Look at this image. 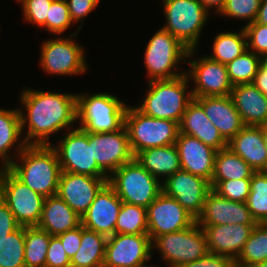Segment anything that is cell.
Here are the masks:
<instances>
[{
  "label": "cell",
  "mask_w": 267,
  "mask_h": 267,
  "mask_svg": "<svg viewBox=\"0 0 267 267\" xmlns=\"http://www.w3.org/2000/svg\"><path fill=\"white\" fill-rule=\"evenodd\" d=\"M107 237L82 226L81 244L71 267H103Z\"/></svg>",
  "instance_id": "f1b7e54d"
},
{
  "label": "cell",
  "mask_w": 267,
  "mask_h": 267,
  "mask_svg": "<svg viewBox=\"0 0 267 267\" xmlns=\"http://www.w3.org/2000/svg\"><path fill=\"white\" fill-rule=\"evenodd\" d=\"M22 134L27 124L24 141L27 145H51L50 135L67 131L77 121V94L37 91L25 88L20 93ZM27 113H25V112Z\"/></svg>",
  "instance_id": "6da1fadb"
},
{
  "label": "cell",
  "mask_w": 267,
  "mask_h": 267,
  "mask_svg": "<svg viewBox=\"0 0 267 267\" xmlns=\"http://www.w3.org/2000/svg\"><path fill=\"white\" fill-rule=\"evenodd\" d=\"M25 226H19L0 243V267H25Z\"/></svg>",
  "instance_id": "8d00e7d4"
},
{
  "label": "cell",
  "mask_w": 267,
  "mask_h": 267,
  "mask_svg": "<svg viewBox=\"0 0 267 267\" xmlns=\"http://www.w3.org/2000/svg\"><path fill=\"white\" fill-rule=\"evenodd\" d=\"M66 2L72 22L77 23L83 18L81 25H83L85 17L96 8L90 0H66Z\"/></svg>",
  "instance_id": "7dc6e473"
},
{
  "label": "cell",
  "mask_w": 267,
  "mask_h": 267,
  "mask_svg": "<svg viewBox=\"0 0 267 267\" xmlns=\"http://www.w3.org/2000/svg\"><path fill=\"white\" fill-rule=\"evenodd\" d=\"M230 267H243V266H239V265L233 263Z\"/></svg>",
  "instance_id": "680465c9"
},
{
  "label": "cell",
  "mask_w": 267,
  "mask_h": 267,
  "mask_svg": "<svg viewBox=\"0 0 267 267\" xmlns=\"http://www.w3.org/2000/svg\"><path fill=\"white\" fill-rule=\"evenodd\" d=\"M14 150L20 162L14 160L7 168L41 196L57 195L61 168L55 149L51 145H27L22 139Z\"/></svg>",
  "instance_id": "7a4b0ae2"
},
{
  "label": "cell",
  "mask_w": 267,
  "mask_h": 267,
  "mask_svg": "<svg viewBox=\"0 0 267 267\" xmlns=\"http://www.w3.org/2000/svg\"><path fill=\"white\" fill-rule=\"evenodd\" d=\"M228 148L254 171H267V149L260 126L245 125L228 142Z\"/></svg>",
  "instance_id": "d4e9b609"
},
{
  "label": "cell",
  "mask_w": 267,
  "mask_h": 267,
  "mask_svg": "<svg viewBox=\"0 0 267 267\" xmlns=\"http://www.w3.org/2000/svg\"><path fill=\"white\" fill-rule=\"evenodd\" d=\"M194 99L202 106L208 119L227 143L245 126L230 95Z\"/></svg>",
  "instance_id": "603a6c76"
},
{
  "label": "cell",
  "mask_w": 267,
  "mask_h": 267,
  "mask_svg": "<svg viewBox=\"0 0 267 267\" xmlns=\"http://www.w3.org/2000/svg\"><path fill=\"white\" fill-rule=\"evenodd\" d=\"M166 19L163 29L189 50L197 49L202 29L209 20L206 8L198 0H162Z\"/></svg>",
  "instance_id": "52a82bcc"
},
{
  "label": "cell",
  "mask_w": 267,
  "mask_h": 267,
  "mask_svg": "<svg viewBox=\"0 0 267 267\" xmlns=\"http://www.w3.org/2000/svg\"><path fill=\"white\" fill-rule=\"evenodd\" d=\"M82 29L80 25L76 32L70 34V38L44 40L40 53V66L47 74L60 76L81 75L87 71L85 52L73 38ZM73 37V38H72Z\"/></svg>",
  "instance_id": "8fae6325"
},
{
  "label": "cell",
  "mask_w": 267,
  "mask_h": 267,
  "mask_svg": "<svg viewBox=\"0 0 267 267\" xmlns=\"http://www.w3.org/2000/svg\"><path fill=\"white\" fill-rule=\"evenodd\" d=\"M114 234H148L147 208L122 202Z\"/></svg>",
  "instance_id": "e575fe53"
},
{
  "label": "cell",
  "mask_w": 267,
  "mask_h": 267,
  "mask_svg": "<svg viewBox=\"0 0 267 267\" xmlns=\"http://www.w3.org/2000/svg\"><path fill=\"white\" fill-rule=\"evenodd\" d=\"M175 146L180 158L181 170L211 181L217 150L199 139L178 133Z\"/></svg>",
  "instance_id": "44dd1931"
},
{
  "label": "cell",
  "mask_w": 267,
  "mask_h": 267,
  "mask_svg": "<svg viewBox=\"0 0 267 267\" xmlns=\"http://www.w3.org/2000/svg\"><path fill=\"white\" fill-rule=\"evenodd\" d=\"M108 184L124 203L148 207L162 192V182L134 158L108 177Z\"/></svg>",
  "instance_id": "ba28073f"
},
{
  "label": "cell",
  "mask_w": 267,
  "mask_h": 267,
  "mask_svg": "<svg viewBox=\"0 0 267 267\" xmlns=\"http://www.w3.org/2000/svg\"><path fill=\"white\" fill-rule=\"evenodd\" d=\"M247 267H267V261L265 262H260V263H255Z\"/></svg>",
  "instance_id": "11a10c76"
},
{
  "label": "cell",
  "mask_w": 267,
  "mask_h": 267,
  "mask_svg": "<svg viewBox=\"0 0 267 267\" xmlns=\"http://www.w3.org/2000/svg\"><path fill=\"white\" fill-rule=\"evenodd\" d=\"M246 50L247 38L244 28H241L238 33L221 32L217 34L212 44V54L207 56L226 65Z\"/></svg>",
  "instance_id": "1f68e13d"
},
{
  "label": "cell",
  "mask_w": 267,
  "mask_h": 267,
  "mask_svg": "<svg viewBox=\"0 0 267 267\" xmlns=\"http://www.w3.org/2000/svg\"><path fill=\"white\" fill-rule=\"evenodd\" d=\"M121 205L122 200L107 183L81 217L82 226L106 237L112 236Z\"/></svg>",
  "instance_id": "ffe728a7"
},
{
  "label": "cell",
  "mask_w": 267,
  "mask_h": 267,
  "mask_svg": "<svg viewBox=\"0 0 267 267\" xmlns=\"http://www.w3.org/2000/svg\"><path fill=\"white\" fill-rule=\"evenodd\" d=\"M179 132L196 137L202 143L221 150L228 147V143L223 139L218 129L206 116L202 106L193 99L185 109Z\"/></svg>",
  "instance_id": "cb8c5ba5"
},
{
  "label": "cell",
  "mask_w": 267,
  "mask_h": 267,
  "mask_svg": "<svg viewBox=\"0 0 267 267\" xmlns=\"http://www.w3.org/2000/svg\"><path fill=\"white\" fill-rule=\"evenodd\" d=\"M124 126L134 156L148 148L175 144L179 133L177 122L145 115L131 105L127 106Z\"/></svg>",
  "instance_id": "8992f818"
},
{
  "label": "cell",
  "mask_w": 267,
  "mask_h": 267,
  "mask_svg": "<svg viewBox=\"0 0 267 267\" xmlns=\"http://www.w3.org/2000/svg\"><path fill=\"white\" fill-rule=\"evenodd\" d=\"M81 224V217L58 195L45 198L39 228L57 236Z\"/></svg>",
  "instance_id": "4316f807"
},
{
  "label": "cell",
  "mask_w": 267,
  "mask_h": 267,
  "mask_svg": "<svg viewBox=\"0 0 267 267\" xmlns=\"http://www.w3.org/2000/svg\"><path fill=\"white\" fill-rule=\"evenodd\" d=\"M45 267H71L70 258L57 236H51L50 238Z\"/></svg>",
  "instance_id": "ee69618b"
},
{
  "label": "cell",
  "mask_w": 267,
  "mask_h": 267,
  "mask_svg": "<svg viewBox=\"0 0 267 267\" xmlns=\"http://www.w3.org/2000/svg\"><path fill=\"white\" fill-rule=\"evenodd\" d=\"M243 28L247 38V49L259 56L267 53V25L252 22Z\"/></svg>",
  "instance_id": "7bdbcfd3"
},
{
  "label": "cell",
  "mask_w": 267,
  "mask_h": 267,
  "mask_svg": "<svg viewBox=\"0 0 267 267\" xmlns=\"http://www.w3.org/2000/svg\"><path fill=\"white\" fill-rule=\"evenodd\" d=\"M260 56L248 49L233 61L226 64L229 79L233 86L240 84H251L258 67Z\"/></svg>",
  "instance_id": "74e56055"
},
{
  "label": "cell",
  "mask_w": 267,
  "mask_h": 267,
  "mask_svg": "<svg viewBox=\"0 0 267 267\" xmlns=\"http://www.w3.org/2000/svg\"><path fill=\"white\" fill-rule=\"evenodd\" d=\"M260 64L267 70V53L260 56Z\"/></svg>",
  "instance_id": "db71d44e"
},
{
  "label": "cell",
  "mask_w": 267,
  "mask_h": 267,
  "mask_svg": "<svg viewBox=\"0 0 267 267\" xmlns=\"http://www.w3.org/2000/svg\"><path fill=\"white\" fill-rule=\"evenodd\" d=\"M66 132L58 142L59 144H51L57 153L61 172L108 178L109 176L97 165L92 157L89 132H85L78 127Z\"/></svg>",
  "instance_id": "7c38bea8"
},
{
  "label": "cell",
  "mask_w": 267,
  "mask_h": 267,
  "mask_svg": "<svg viewBox=\"0 0 267 267\" xmlns=\"http://www.w3.org/2000/svg\"><path fill=\"white\" fill-rule=\"evenodd\" d=\"M148 234H113L107 237L103 267H137L152 258Z\"/></svg>",
  "instance_id": "4fadbf2b"
},
{
  "label": "cell",
  "mask_w": 267,
  "mask_h": 267,
  "mask_svg": "<svg viewBox=\"0 0 267 267\" xmlns=\"http://www.w3.org/2000/svg\"><path fill=\"white\" fill-rule=\"evenodd\" d=\"M134 158L159 180L160 177L165 180L176 171L181 170L180 158L175 144L142 150Z\"/></svg>",
  "instance_id": "83f0119b"
},
{
  "label": "cell",
  "mask_w": 267,
  "mask_h": 267,
  "mask_svg": "<svg viewBox=\"0 0 267 267\" xmlns=\"http://www.w3.org/2000/svg\"><path fill=\"white\" fill-rule=\"evenodd\" d=\"M252 84L265 96H267V70L260 64Z\"/></svg>",
  "instance_id": "681fc988"
},
{
  "label": "cell",
  "mask_w": 267,
  "mask_h": 267,
  "mask_svg": "<svg viewBox=\"0 0 267 267\" xmlns=\"http://www.w3.org/2000/svg\"><path fill=\"white\" fill-rule=\"evenodd\" d=\"M89 145L92 157L108 176L134 159L125 126L113 132L89 133Z\"/></svg>",
  "instance_id": "5bb4252c"
},
{
  "label": "cell",
  "mask_w": 267,
  "mask_h": 267,
  "mask_svg": "<svg viewBox=\"0 0 267 267\" xmlns=\"http://www.w3.org/2000/svg\"><path fill=\"white\" fill-rule=\"evenodd\" d=\"M246 204L256 223H267V171L253 173Z\"/></svg>",
  "instance_id": "d590c367"
},
{
  "label": "cell",
  "mask_w": 267,
  "mask_h": 267,
  "mask_svg": "<svg viewBox=\"0 0 267 267\" xmlns=\"http://www.w3.org/2000/svg\"><path fill=\"white\" fill-rule=\"evenodd\" d=\"M51 235L38 226H25V267H45Z\"/></svg>",
  "instance_id": "d6a6232c"
},
{
  "label": "cell",
  "mask_w": 267,
  "mask_h": 267,
  "mask_svg": "<svg viewBox=\"0 0 267 267\" xmlns=\"http://www.w3.org/2000/svg\"><path fill=\"white\" fill-rule=\"evenodd\" d=\"M21 135L23 134L19 109L0 108V159L3 165L1 167L7 168L14 161L10 149H14Z\"/></svg>",
  "instance_id": "4dcf8cb0"
},
{
  "label": "cell",
  "mask_w": 267,
  "mask_h": 267,
  "mask_svg": "<svg viewBox=\"0 0 267 267\" xmlns=\"http://www.w3.org/2000/svg\"><path fill=\"white\" fill-rule=\"evenodd\" d=\"M0 197L20 226H37L45 197L20 181L8 168H0Z\"/></svg>",
  "instance_id": "30bf717a"
},
{
  "label": "cell",
  "mask_w": 267,
  "mask_h": 267,
  "mask_svg": "<svg viewBox=\"0 0 267 267\" xmlns=\"http://www.w3.org/2000/svg\"><path fill=\"white\" fill-rule=\"evenodd\" d=\"M20 225L16 222L14 214L0 197V243L5 237L15 231Z\"/></svg>",
  "instance_id": "c3c4849f"
},
{
  "label": "cell",
  "mask_w": 267,
  "mask_h": 267,
  "mask_svg": "<svg viewBox=\"0 0 267 267\" xmlns=\"http://www.w3.org/2000/svg\"><path fill=\"white\" fill-rule=\"evenodd\" d=\"M151 245L169 267L196 261L208 253L204 230L196 221L183 230L155 237Z\"/></svg>",
  "instance_id": "9c48e42d"
},
{
  "label": "cell",
  "mask_w": 267,
  "mask_h": 267,
  "mask_svg": "<svg viewBox=\"0 0 267 267\" xmlns=\"http://www.w3.org/2000/svg\"><path fill=\"white\" fill-rule=\"evenodd\" d=\"M196 223L200 226L243 224L255 225L246 202L232 201L211 190Z\"/></svg>",
  "instance_id": "d6986e66"
},
{
  "label": "cell",
  "mask_w": 267,
  "mask_h": 267,
  "mask_svg": "<svg viewBox=\"0 0 267 267\" xmlns=\"http://www.w3.org/2000/svg\"><path fill=\"white\" fill-rule=\"evenodd\" d=\"M262 134H263V140H264V144L266 146L267 149V122L265 124L260 125Z\"/></svg>",
  "instance_id": "f5cc1de1"
},
{
  "label": "cell",
  "mask_w": 267,
  "mask_h": 267,
  "mask_svg": "<svg viewBox=\"0 0 267 267\" xmlns=\"http://www.w3.org/2000/svg\"><path fill=\"white\" fill-rule=\"evenodd\" d=\"M107 183L108 178L61 172L57 195L82 217Z\"/></svg>",
  "instance_id": "ac0fdd59"
},
{
  "label": "cell",
  "mask_w": 267,
  "mask_h": 267,
  "mask_svg": "<svg viewBox=\"0 0 267 267\" xmlns=\"http://www.w3.org/2000/svg\"><path fill=\"white\" fill-rule=\"evenodd\" d=\"M186 74L170 80H153L147 83L149 90L143 103L136 108L145 115L178 124L188 104L194 99L188 90Z\"/></svg>",
  "instance_id": "3957f363"
},
{
  "label": "cell",
  "mask_w": 267,
  "mask_h": 267,
  "mask_svg": "<svg viewBox=\"0 0 267 267\" xmlns=\"http://www.w3.org/2000/svg\"><path fill=\"white\" fill-rule=\"evenodd\" d=\"M195 60L186 61L191 67L185 73L189 81L194 82V88L191 90L193 98L229 96L233 85L229 79L226 65L207 55Z\"/></svg>",
  "instance_id": "9a60e30c"
},
{
  "label": "cell",
  "mask_w": 267,
  "mask_h": 267,
  "mask_svg": "<svg viewBox=\"0 0 267 267\" xmlns=\"http://www.w3.org/2000/svg\"><path fill=\"white\" fill-rule=\"evenodd\" d=\"M209 12L210 8H214L215 12L218 13V15L221 13V11L224 8L225 0H198Z\"/></svg>",
  "instance_id": "f907efd6"
},
{
  "label": "cell",
  "mask_w": 267,
  "mask_h": 267,
  "mask_svg": "<svg viewBox=\"0 0 267 267\" xmlns=\"http://www.w3.org/2000/svg\"><path fill=\"white\" fill-rule=\"evenodd\" d=\"M137 267H154V266H147V263L146 264H143V265H141V266H137Z\"/></svg>",
  "instance_id": "6f0895ef"
},
{
  "label": "cell",
  "mask_w": 267,
  "mask_h": 267,
  "mask_svg": "<svg viewBox=\"0 0 267 267\" xmlns=\"http://www.w3.org/2000/svg\"><path fill=\"white\" fill-rule=\"evenodd\" d=\"M265 261H267V223H256L234 263L247 267Z\"/></svg>",
  "instance_id": "836d02e7"
},
{
  "label": "cell",
  "mask_w": 267,
  "mask_h": 267,
  "mask_svg": "<svg viewBox=\"0 0 267 267\" xmlns=\"http://www.w3.org/2000/svg\"><path fill=\"white\" fill-rule=\"evenodd\" d=\"M195 221L175 198L163 191L147 207L148 235L151 241L157 236L188 228Z\"/></svg>",
  "instance_id": "2e32d148"
},
{
  "label": "cell",
  "mask_w": 267,
  "mask_h": 267,
  "mask_svg": "<svg viewBox=\"0 0 267 267\" xmlns=\"http://www.w3.org/2000/svg\"><path fill=\"white\" fill-rule=\"evenodd\" d=\"M234 261L224 255L208 252L204 257L177 267H230Z\"/></svg>",
  "instance_id": "bcb514c9"
},
{
  "label": "cell",
  "mask_w": 267,
  "mask_h": 267,
  "mask_svg": "<svg viewBox=\"0 0 267 267\" xmlns=\"http://www.w3.org/2000/svg\"><path fill=\"white\" fill-rule=\"evenodd\" d=\"M262 0H225L223 10L219 15H224L238 20H246L249 25L255 22Z\"/></svg>",
  "instance_id": "ab89813d"
},
{
  "label": "cell",
  "mask_w": 267,
  "mask_h": 267,
  "mask_svg": "<svg viewBox=\"0 0 267 267\" xmlns=\"http://www.w3.org/2000/svg\"><path fill=\"white\" fill-rule=\"evenodd\" d=\"M145 49L144 63L148 73V82L153 80H170L185 74L175 68L182 59H192L196 49L189 50L167 30L160 28L148 41ZM173 70V71H172Z\"/></svg>",
  "instance_id": "5b68a950"
},
{
  "label": "cell",
  "mask_w": 267,
  "mask_h": 267,
  "mask_svg": "<svg viewBox=\"0 0 267 267\" xmlns=\"http://www.w3.org/2000/svg\"><path fill=\"white\" fill-rule=\"evenodd\" d=\"M251 178L210 181L211 188L219 196L237 202H246L250 193Z\"/></svg>",
  "instance_id": "f35d334b"
},
{
  "label": "cell",
  "mask_w": 267,
  "mask_h": 267,
  "mask_svg": "<svg viewBox=\"0 0 267 267\" xmlns=\"http://www.w3.org/2000/svg\"><path fill=\"white\" fill-rule=\"evenodd\" d=\"M255 23L267 25V0H262Z\"/></svg>",
  "instance_id": "816d5d0a"
},
{
  "label": "cell",
  "mask_w": 267,
  "mask_h": 267,
  "mask_svg": "<svg viewBox=\"0 0 267 267\" xmlns=\"http://www.w3.org/2000/svg\"><path fill=\"white\" fill-rule=\"evenodd\" d=\"M212 190L203 177L179 170L162 181V191L177 200L195 219L202 213L207 194Z\"/></svg>",
  "instance_id": "e0dca14e"
},
{
  "label": "cell",
  "mask_w": 267,
  "mask_h": 267,
  "mask_svg": "<svg viewBox=\"0 0 267 267\" xmlns=\"http://www.w3.org/2000/svg\"><path fill=\"white\" fill-rule=\"evenodd\" d=\"M57 237L61 240L63 248L67 254V256L71 258L76 254L78 251L81 238H82V224L78 227L68 230L65 233L57 235Z\"/></svg>",
  "instance_id": "f6af8a7d"
},
{
  "label": "cell",
  "mask_w": 267,
  "mask_h": 267,
  "mask_svg": "<svg viewBox=\"0 0 267 267\" xmlns=\"http://www.w3.org/2000/svg\"><path fill=\"white\" fill-rule=\"evenodd\" d=\"M22 5L23 16L27 22L46 28V17L54 0H17Z\"/></svg>",
  "instance_id": "b9f144b4"
},
{
  "label": "cell",
  "mask_w": 267,
  "mask_h": 267,
  "mask_svg": "<svg viewBox=\"0 0 267 267\" xmlns=\"http://www.w3.org/2000/svg\"><path fill=\"white\" fill-rule=\"evenodd\" d=\"M255 225L225 224L201 226L204 230L208 252L224 255L235 261L249 239Z\"/></svg>",
  "instance_id": "7402d4cb"
},
{
  "label": "cell",
  "mask_w": 267,
  "mask_h": 267,
  "mask_svg": "<svg viewBox=\"0 0 267 267\" xmlns=\"http://www.w3.org/2000/svg\"><path fill=\"white\" fill-rule=\"evenodd\" d=\"M255 171L228 147L215 156L211 181L251 178Z\"/></svg>",
  "instance_id": "f546056e"
},
{
  "label": "cell",
  "mask_w": 267,
  "mask_h": 267,
  "mask_svg": "<svg viewBox=\"0 0 267 267\" xmlns=\"http://www.w3.org/2000/svg\"><path fill=\"white\" fill-rule=\"evenodd\" d=\"M96 7L99 6L100 0H90Z\"/></svg>",
  "instance_id": "9f6ffc18"
},
{
  "label": "cell",
  "mask_w": 267,
  "mask_h": 267,
  "mask_svg": "<svg viewBox=\"0 0 267 267\" xmlns=\"http://www.w3.org/2000/svg\"><path fill=\"white\" fill-rule=\"evenodd\" d=\"M230 96L244 125L260 126L267 122V96L252 83L233 86Z\"/></svg>",
  "instance_id": "484cf974"
},
{
  "label": "cell",
  "mask_w": 267,
  "mask_h": 267,
  "mask_svg": "<svg viewBox=\"0 0 267 267\" xmlns=\"http://www.w3.org/2000/svg\"><path fill=\"white\" fill-rule=\"evenodd\" d=\"M73 25L69 15V9L66 0H54L46 17V29L49 33L59 35L67 31L68 27Z\"/></svg>",
  "instance_id": "60d3db41"
},
{
  "label": "cell",
  "mask_w": 267,
  "mask_h": 267,
  "mask_svg": "<svg viewBox=\"0 0 267 267\" xmlns=\"http://www.w3.org/2000/svg\"><path fill=\"white\" fill-rule=\"evenodd\" d=\"M127 104L117 96L105 93L77 94L79 127L89 133L113 132L124 126Z\"/></svg>",
  "instance_id": "277c9868"
}]
</instances>
